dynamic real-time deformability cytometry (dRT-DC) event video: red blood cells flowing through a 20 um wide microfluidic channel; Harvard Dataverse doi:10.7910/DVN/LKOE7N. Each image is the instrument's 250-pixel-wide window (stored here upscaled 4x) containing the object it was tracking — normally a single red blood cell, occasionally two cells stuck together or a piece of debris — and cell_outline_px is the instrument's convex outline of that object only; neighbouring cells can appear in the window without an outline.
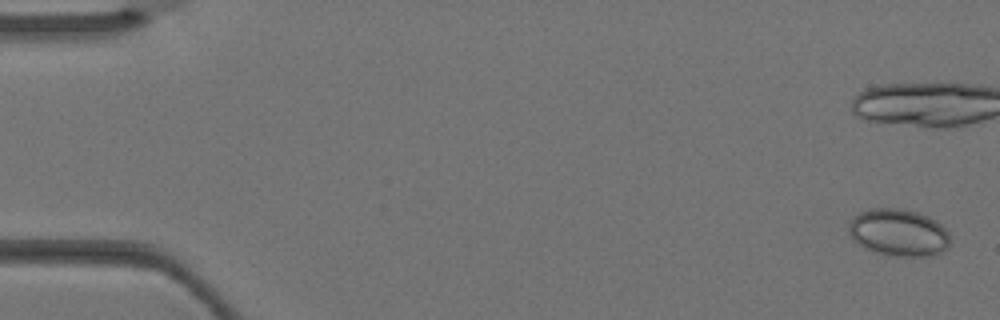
{"species": "Egyptian fruit bat (a non-hibernating species)", "species_latin": "Rousettus aegyptiacus", "temperature_condition": "warm", "stored_images_in_passage": 4, "camera_frame_rate_fps": 3000, "um_per_image_px": 0.085, "animal": {"sex": "female"}, "frame": {"image": 1, "passage_image": 1, "time_ms": 0.0, "image_size_px": [1000, 320], "cell_outline_px": [[948, 248], [944, 252], [936, 256], [896, 256], [876, 252], [864, 248], [852, 240], [848, 232], [848, 224], [860, 212], [868, 208], [904, 208], [928, 216], [936, 220], [948, 232]], "centroid_in_image_um": [76.37, 19.77], "position_along_channel_um": 8.6, "area_um2": 28.15}}